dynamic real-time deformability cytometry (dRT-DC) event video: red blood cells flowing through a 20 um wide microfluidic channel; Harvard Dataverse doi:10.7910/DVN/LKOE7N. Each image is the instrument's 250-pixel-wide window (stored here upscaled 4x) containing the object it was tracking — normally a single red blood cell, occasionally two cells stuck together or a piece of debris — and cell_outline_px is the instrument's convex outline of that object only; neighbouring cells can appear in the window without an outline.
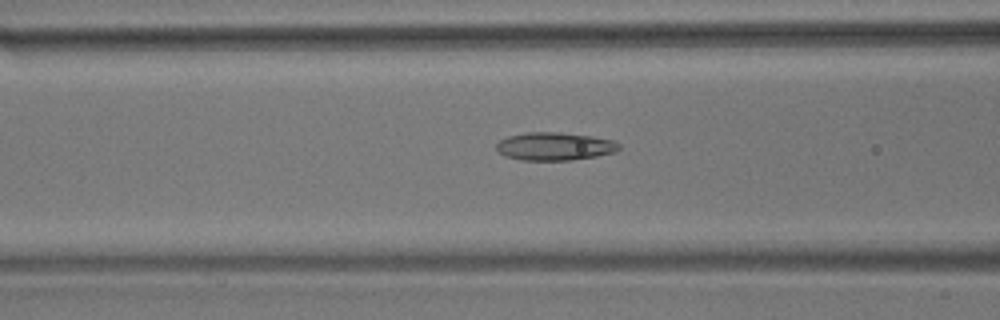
{"species": "common noctule bat (a hibernating species)", "species_latin": "Nyctalus noctula", "temperature_condition": "room temperature", "stored_images_in_passage": 42, "camera_frame_rate_fps": 3000, "um_per_image_px": 0.085, "animal": {"sex": "male", "body_mass_g": 17.9}, "frame": {"image": 1, "passage_image": 19, "time_ms": 6.0, "image_size_px": [1000, 320], "cell_outline_px": [[620, 148], [616, 152], [596, 156], [572, 160], [520, 160], [504, 156], [496, 152], [496, 144], [500, 140], [508, 136], [524, 132], [560, 132], [588, 136], [612, 140], [620, 144]], "centroid_in_image_um": [47.09, 12.44], "position_along_channel_um": 119.5, "area_um2": 20.11}}
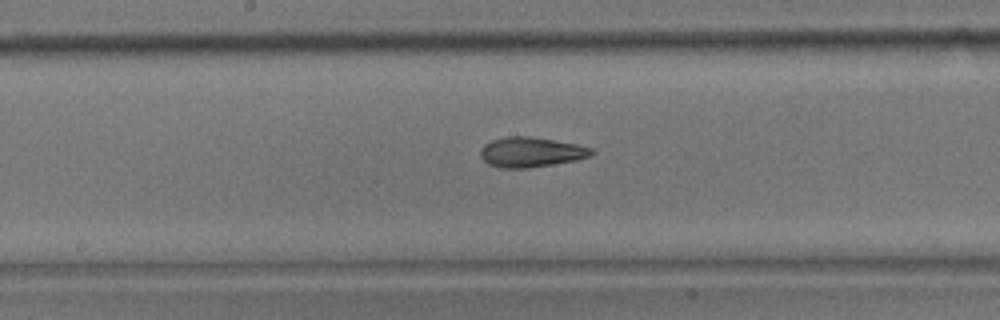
{"frame": {"image": 2, "passage_image": 26, "time_ms": 8.333, "image_size_px": [1000, 320], "cell_outline_px": [[596, 152], [592, 156], [576, 160], [528, 168], [500, 168], [488, 164], [480, 156], [480, 148], [484, 144], [492, 140], [508, 136], [528, 136], [576, 144], [592, 148]], "centroid_in_image_um": [45.13, 12.93], "position_along_channel_um": 203.1, "area_um2": 19.42}}
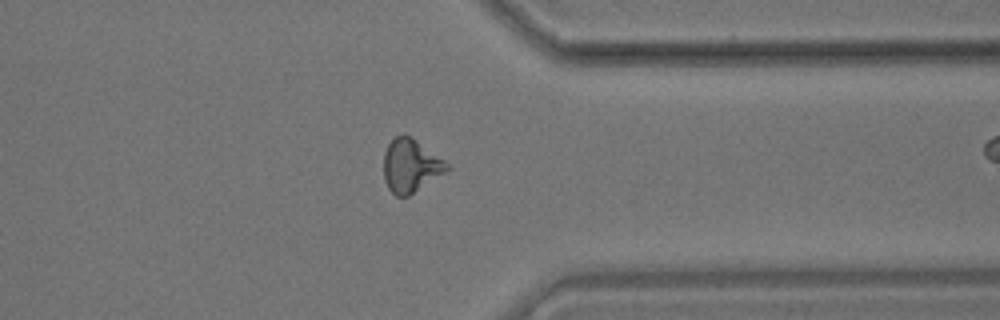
{"frame": {"image": 3, "passage_image": 41, "time_ms": 13.333, "image_size_px": [1000, 320], "cell_outline_px": [[452, 168], [408, 196], [396, 196], [388, 188], [384, 180], [384, 152], [388, 144], [396, 136], [412, 136], [452, 164]], "centroid_in_image_um": [34.95, 14.07], "position_along_channel_um": 376.4, "area_um2": 19.83}}